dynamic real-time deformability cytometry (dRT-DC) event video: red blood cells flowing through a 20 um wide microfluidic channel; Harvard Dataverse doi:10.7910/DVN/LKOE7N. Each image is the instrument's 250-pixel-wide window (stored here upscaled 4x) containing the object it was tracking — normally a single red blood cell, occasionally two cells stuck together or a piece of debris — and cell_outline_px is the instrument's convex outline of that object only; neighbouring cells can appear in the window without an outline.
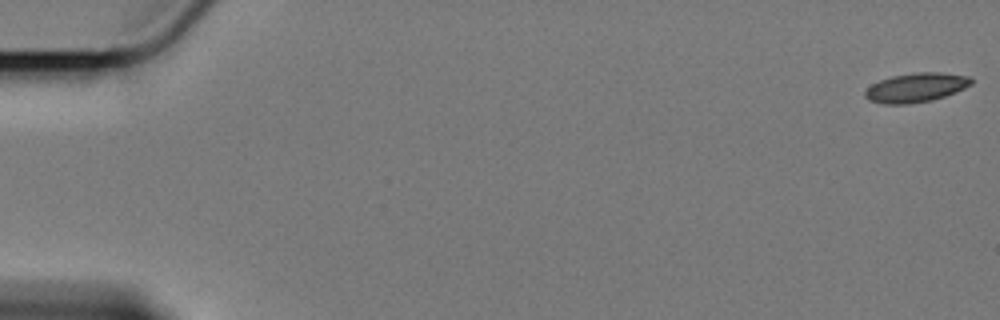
{"species": "Egyptian fruit bat (a non-hibernating species)", "species_latin": "Rousettus aegyptiacus", "temperature_condition": "cold", "stored_images_in_passage": 7, "camera_frame_rate_fps": 3000, "um_per_image_px": 0.085, "animal": {"sex": "female"}, "frame": {"image": 1, "passage_image": 1, "time_ms": 0.0, "image_size_px": [1000, 320], "cell_outline_px": [[972, 84], [964, 88], [944, 96], [932, 100], [908, 104], [884, 104], [868, 100], [864, 96], [864, 92], [872, 84], [880, 80], [892, 76], [916, 72], [940, 72], [972, 76]], "centroid_in_image_um": [77.86, 7.44], "position_along_channel_um": 7.1, "area_um2": 18.09}}